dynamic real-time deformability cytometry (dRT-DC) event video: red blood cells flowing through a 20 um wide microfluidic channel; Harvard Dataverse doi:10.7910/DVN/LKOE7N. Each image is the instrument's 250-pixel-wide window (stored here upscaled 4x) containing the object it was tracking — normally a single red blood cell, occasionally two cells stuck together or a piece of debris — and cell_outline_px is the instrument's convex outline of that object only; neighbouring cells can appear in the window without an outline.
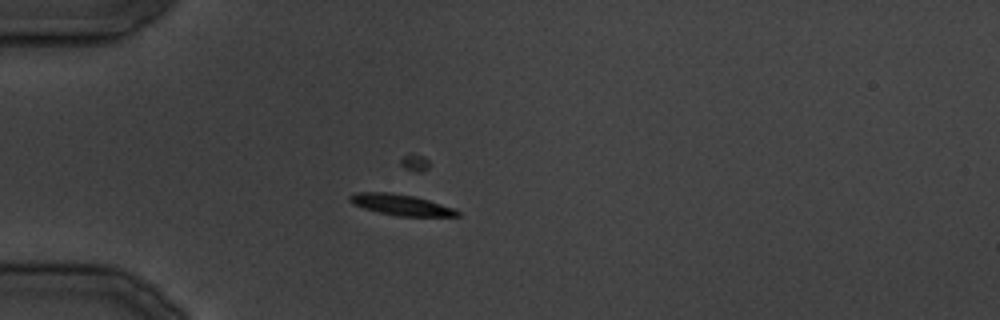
{"species": "common noctule bat (a hibernating species)", "species_latin": "Nyctalus noctula", "temperature_condition": "cold", "stored_images_in_passage": 5, "segment_of_instrument_passage": [1, 2], "camera_frame_rate_fps": 3000, "um_per_image_px": 0.085, "animal": {"sex": "male", "body_mass_g": 19.5, "forearm_length_mm": 54.6}, "frame": {"image": 1, "passage_image": 1, "time_ms": 0.0, "image_size_px": [1000, 320], "cell_outline_px": [[460, 216], [396, 216], [364, 208], [352, 204], [348, 200], [348, 196], [356, 192], [388, 192], [412, 196], [428, 200], [456, 208], [460, 212]], "centroid_in_image_um": [34.08, 17.4], "position_along_channel_um": 50.9, "area_um2": 13.12}}